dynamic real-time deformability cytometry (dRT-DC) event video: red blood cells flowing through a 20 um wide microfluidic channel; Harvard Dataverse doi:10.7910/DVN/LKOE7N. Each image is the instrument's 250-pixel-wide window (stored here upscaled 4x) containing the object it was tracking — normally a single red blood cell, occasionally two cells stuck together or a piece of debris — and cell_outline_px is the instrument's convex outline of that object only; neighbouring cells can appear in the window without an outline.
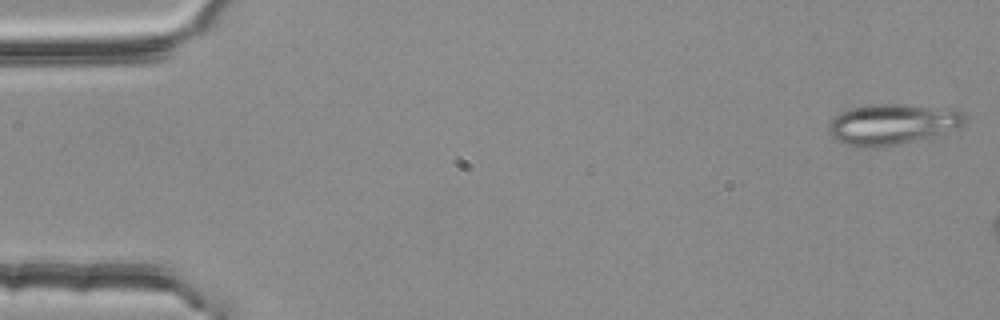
{"species": "common noctule bat (a hibernating species)", "species_latin": "Nyctalus noctula", "temperature_condition": "room temperature", "stored_images_in_passage": 3, "camera_frame_rate_fps": 3000, "um_per_image_px": 0.085, "animal": {"sex": "female", "body_mass_g": 25.1}, "frame": {"image": 1, "passage_image": 1, "time_ms": 0.0, "image_size_px": [1000, 320], "cell_outline_px": [[968, 120], [964, 124], [940, 136], [900, 144], [876, 148], [864, 148], [848, 144], [836, 140], [828, 132], [828, 124], [840, 112], [848, 108], [868, 104], [908, 104], [956, 108], [964, 112], [968, 116]], "centroid_in_image_um": [75.94, 10.55], "position_along_channel_um": 9.1, "area_um2": 33.35}}